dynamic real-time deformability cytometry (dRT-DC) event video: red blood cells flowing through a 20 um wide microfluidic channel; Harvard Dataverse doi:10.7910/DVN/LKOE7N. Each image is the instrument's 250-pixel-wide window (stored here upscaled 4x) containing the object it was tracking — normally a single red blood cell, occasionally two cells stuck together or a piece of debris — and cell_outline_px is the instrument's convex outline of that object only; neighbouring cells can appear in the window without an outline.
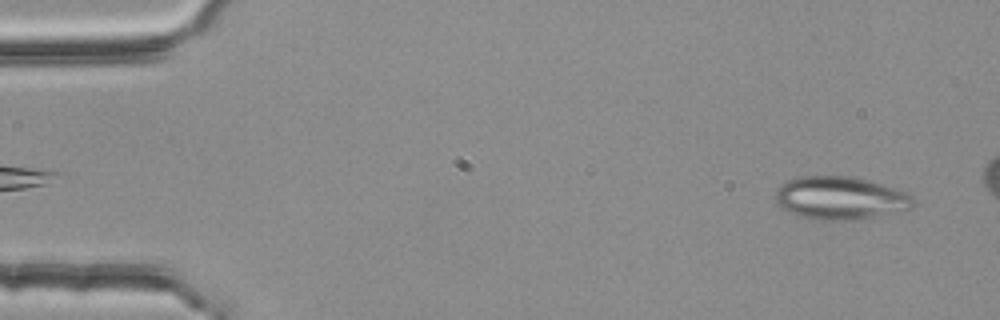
{"species": "common noctule bat (a hibernating species)", "species_latin": "Nyctalus noctula", "temperature_condition": "room temperature", "stored_images_in_passage": 55, "segment_of_instrument_passage": [1, 2], "camera_frame_rate_fps": 3000, "um_per_image_px": 0.085, "animal": {"sex": "female", "body_mass_g": 25.1}, "frame": {"image": 1, "passage_image": 4, "time_ms": 1.0, "image_size_px": [1000, 320], "cell_outline_px": [[916, 204], [912, 208], [904, 212], [848, 220], [820, 220], [800, 216], [780, 208], [776, 200], [776, 188], [780, 184], [788, 180], [800, 176], [852, 176], [896, 188], [908, 192], [916, 200]], "centroid_in_image_um": [71.47, 16.83], "position_along_channel_um": 13.5, "area_um2": 34.91}}